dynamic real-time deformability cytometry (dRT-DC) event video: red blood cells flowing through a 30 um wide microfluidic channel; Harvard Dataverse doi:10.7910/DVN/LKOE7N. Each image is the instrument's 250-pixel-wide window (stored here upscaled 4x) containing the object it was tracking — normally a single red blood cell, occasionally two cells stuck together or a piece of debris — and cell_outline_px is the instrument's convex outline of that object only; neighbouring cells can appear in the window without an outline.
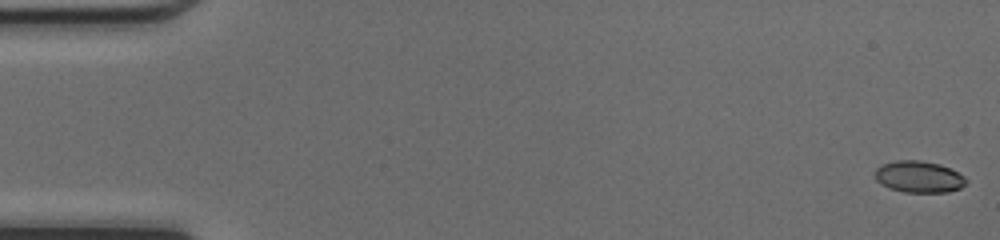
{"species": "common noctule bat (a hibernating species)", "species_latin": "Nyctalus noctula", "temperature_condition": "cold", "stored_images_in_passage": 49, "camera_frame_rate_fps": 3000, "um_per_image_px": 0.085, "animal": {"sex": "female", "body_mass_g": 17.0, "forearm_length_mm": 48.0}, "frame": {"image": 1, "passage_image": 1, "time_ms": 0.0, "image_size_px": [1000, 240], "cell_outline_px": [[968, 184], [960, 188], [948, 192], [904, 192], [888, 188], [880, 184], [876, 180], [876, 168], [880, 164], [896, 160], [920, 160], [940, 164], [964, 176], [968, 180]], "centroid_in_image_um": [78.1, 15.03], "position_along_channel_um": 6.9, "area_um2": 16.94}}
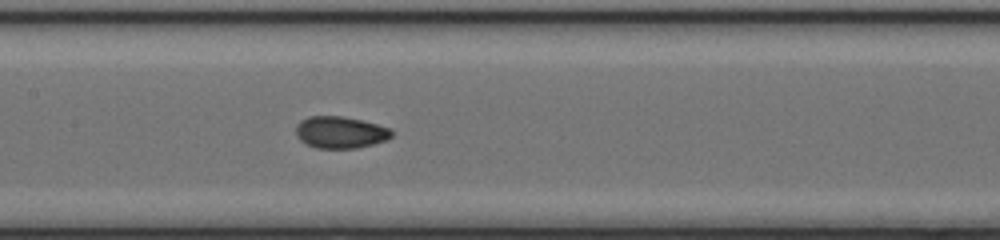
{"frame": {"image": 2, "passage_image": 24, "time_ms": 7.667, "image_size_px": [1000, 240], "cell_outline_px": [[392, 136], [388, 140], [356, 148], [316, 148], [300, 140], [296, 136], [296, 124], [300, 120], [308, 116], [340, 116], [360, 120], [376, 124], [388, 128], [392, 132]], "centroid_in_image_um": [28.89, 11.25], "position_along_channel_um": 178.5, "area_um2": 17.69}}
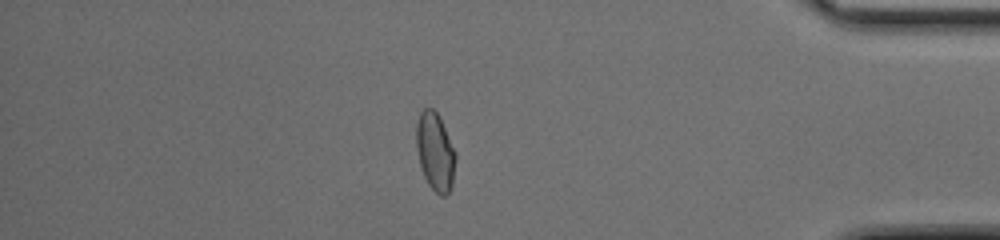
{"frame": {"image": 3, "passage_image": 42, "time_ms": 13.667, "image_size_px": [1000, 240], "cell_outline_px": [[456, 160], [452, 188], [444, 196], [440, 196], [428, 184], [420, 168], [416, 148], [416, 124], [420, 112], [424, 108], [432, 108], [436, 112], [456, 152]], "centroid_in_image_um": [36.98, 12.93], "position_along_channel_um": 398.2, "area_um2": 17.92}, "authors_computed_cell_mechanics": {"area_um2": 17.4556, "velocity_mm_per_s": 4.2768, "shape_relaxation_time_tau1_ms": null, "shape_relaxation_time_tau2_ms": 0.8593, "deformation_change_tau1": null, "deformation_change_tau2": 0.0506}}